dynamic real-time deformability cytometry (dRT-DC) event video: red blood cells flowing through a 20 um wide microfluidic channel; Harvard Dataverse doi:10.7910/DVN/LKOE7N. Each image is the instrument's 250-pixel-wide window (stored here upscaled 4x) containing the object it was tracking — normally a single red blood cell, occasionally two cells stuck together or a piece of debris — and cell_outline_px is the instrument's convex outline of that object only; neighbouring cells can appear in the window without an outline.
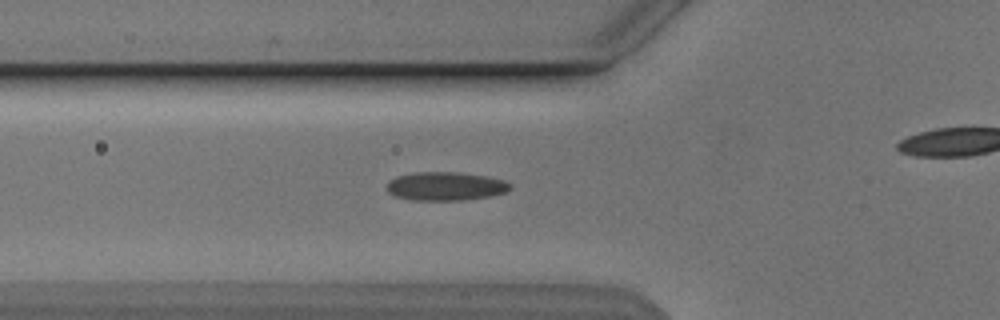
{"species": "Egyptian fruit bat (a non-hibernating species)", "species_latin": "Rousettus aegyptiacus", "temperature_condition": "cold", "stored_images_in_passage": 37, "camera_frame_rate_fps": 3000, "um_per_image_px": 0.085, "animal": {"sex": "male"}, "frame": {"image": 1, "passage_image": 10, "time_ms": 3.0, "image_size_px": [1000, 320], "cell_outline_px": [[512, 188], [504, 192], [492, 196], [464, 200], [412, 200], [396, 196], [388, 192], [388, 180], [396, 176], [412, 172], [460, 172], [488, 176], [504, 180], [512, 184]], "centroid_in_image_um": [37.89, 15.82], "position_along_channel_um": 87.9, "area_um2": 20.75}}
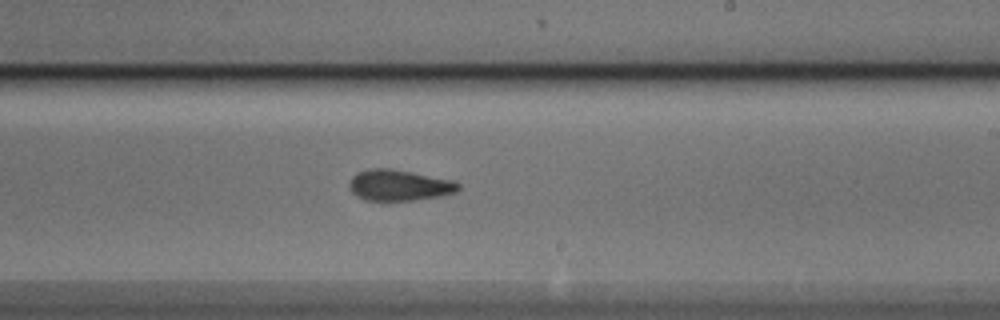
{"frame": {"image": 2, "passage_image": 23, "time_ms": 7.333, "image_size_px": [1000, 320], "cell_outline_px": [[460, 188], [456, 192], [440, 196], [416, 200], [364, 200], [356, 196], [352, 192], [348, 184], [352, 176], [356, 172], [368, 168], [392, 168], [452, 180], [460, 184]], "centroid_in_image_um": [33.9, 15.73], "position_along_channel_um": 255.1, "area_um2": 19.83}}
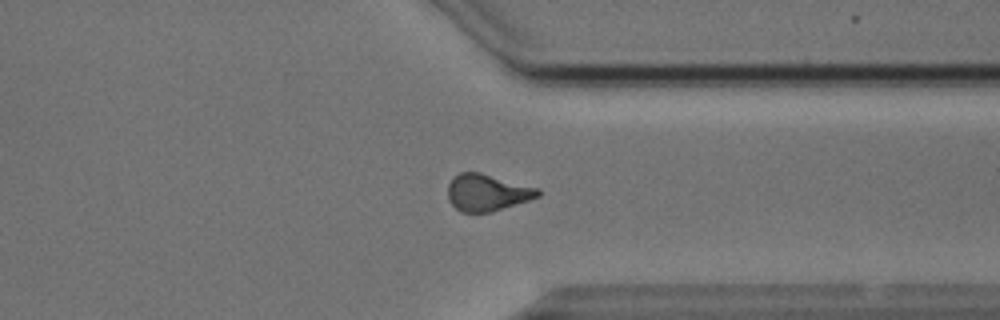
{"frame": {"image": 3, "passage_image": 32, "time_ms": 10.333, "image_size_px": [1000, 320], "cell_outline_px": [[540, 196], [492, 212], [460, 212], [448, 200], [448, 184], [452, 176], [460, 172], [480, 172], [540, 188]], "centroid_in_image_um": [41.39, 16.35], "position_along_channel_um": 370.0, "area_um2": 19.48}}